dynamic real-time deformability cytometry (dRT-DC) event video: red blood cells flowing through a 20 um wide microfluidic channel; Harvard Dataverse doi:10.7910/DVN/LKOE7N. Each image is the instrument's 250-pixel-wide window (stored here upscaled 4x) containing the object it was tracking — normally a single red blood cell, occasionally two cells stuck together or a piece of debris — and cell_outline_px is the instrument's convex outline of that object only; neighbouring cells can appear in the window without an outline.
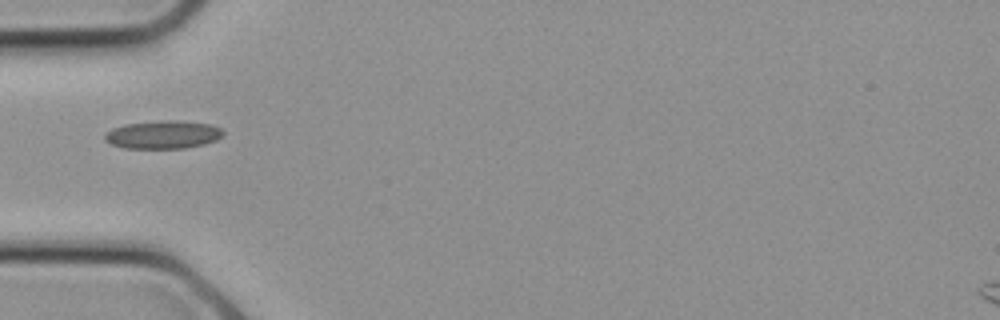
{"species": "common noctule bat (a hibernating species)", "species_latin": "Nyctalus noctula", "temperature_condition": "cold", "stored_images_in_passage": 2, "camera_frame_rate_fps": 3000, "um_per_image_px": 0.085, "animal": {"sex": "female", "body_mass_g": 21.9}, "frame": {"image": 1, "passage_image": 1, "time_ms": 0.0, "image_size_px": [1000, 320], "cell_outline_px": [[224, 136], [216, 140], [204, 144], [184, 148], [124, 148], [112, 144], [104, 140], [104, 136], [112, 128], [124, 124], [160, 120], [176, 120], [208, 124], [220, 128], [224, 132]], "centroid_in_image_um": [13.86, 11.44], "position_along_channel_um": 71.1, "area_um2": 19.36}}